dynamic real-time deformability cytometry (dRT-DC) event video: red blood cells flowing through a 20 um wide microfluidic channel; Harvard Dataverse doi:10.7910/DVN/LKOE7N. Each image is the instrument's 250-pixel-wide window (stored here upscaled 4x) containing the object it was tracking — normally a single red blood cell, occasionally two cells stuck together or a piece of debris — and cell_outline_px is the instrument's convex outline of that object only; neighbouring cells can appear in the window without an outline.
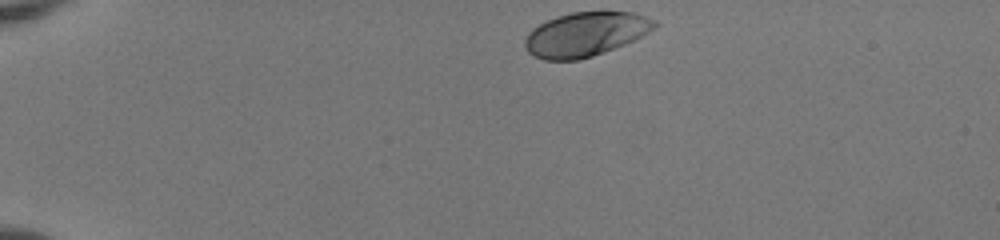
{"species": "human", "species_latin": "Homo sapiens", "temperature_condition": "room temperature", "stored_images_in_passage": 42, "camera_frame_rate_fps": 3000, "um_per_image_px": 0.085, "donor": {"sex": "female"}, "frame": {"image": 1, "passage_image": 1, "time_ms": 0.0, "image_size_px": [1000, 240], "cell_outline_px": [[656, 24], [648, 32], [624, 44], [604, 52], [580, 60], [544, 60], [528, 52], [524, 48], [524, 40], [528, 32], [532, 28], [556, 16], [572, 12], [632, 12], [656, 20]], "centroid_in_image_um": [49.71, 2.92], "position_along_channel_um": 35.3, "area_um2": 33.06}}
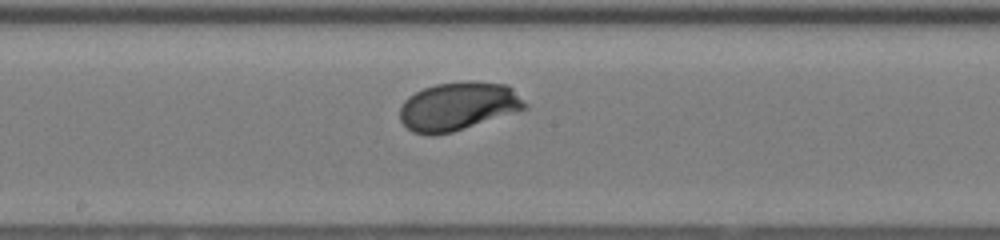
{"frame": {"image": 2, "passage_image": 20, "time_ms": 6.333, "image_size_px": [1000, 240], "cell_outline_px": [[528, 108], [452, 132], [432, 136], [428, 136], [412, 132], [400, 120], [400, 108], [404, 100], [408, 96], [424, 88], [436, 84], [468, 80], [508, 84], [528, 104]], "centroid_in_image_um": [38.94, 9.03], "position_along_channel_um": 209.3, "area_um2": 35.43}}
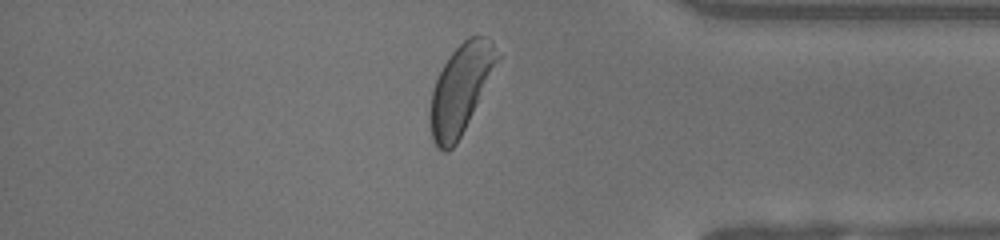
{"frame": {"image": 3, "passage_image": 35, "time_ms": 11.333, "image_size_px": [1000, 240], "cell_outline_px": [[500, 56], [456, 144], [448, 152], [444, 152], [436, 148], [432, 140], [428, 120], [428, 116], [432, 92], [436, 80], [444, 64], [452, 52], [468, 36], [480, 36], [492, 40]], "centroid_in_image_um": [39.09, 7.6], "position_along_channel_um": 396.1, "area_um2": 34.04}, "authors_computed_cell_mechanics": {"area_um2": 34.3621, "velocity_mm_per_s": 3.9901, "shape_relaxation_time_tau1_ms": 1.5495, "shape_relaxation_time_tau2_ms": null, "deformation_change_tau1": 0.1193, "deformation_change_tau2": null}}